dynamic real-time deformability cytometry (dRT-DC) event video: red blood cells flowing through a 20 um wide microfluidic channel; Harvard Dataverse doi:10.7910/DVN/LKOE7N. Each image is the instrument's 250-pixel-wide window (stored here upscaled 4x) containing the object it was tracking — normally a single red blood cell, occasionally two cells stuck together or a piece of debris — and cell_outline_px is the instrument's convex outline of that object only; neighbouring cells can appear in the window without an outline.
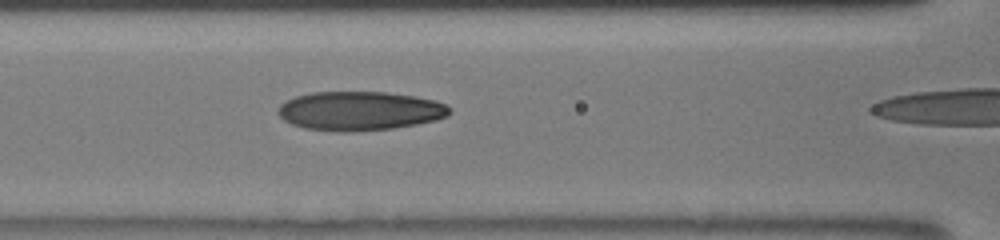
{"species": "human", "species_latin": "Homo sapiens", "temperature_condition": "room temperature", "stored_images_in_passage": 23, "camera_frame_rate_fps": 3000, "um_per_image_px": 0.085, "donor": {"sex": "male"}, "frame": {"image": 1, "passage_image": 22, "time_ms": 7.333, "image_size_px": [1000, 240], "cell_outline_px": [[452, 112], [448, 116], [436, 120], [416, 124], [392, 128], [352, 132], [340, 132], [304, 128], [292, 124], [284, 120], [276, 112], [280, 104], [296, 96], [312, 92], [388, 92], [416, 96], [436, 100], [448, 104], [452, 108]], "centroid_in_image_um": [30.62, 9.42], "position_along_channel_um": 136.0, "area_um2": 39.36}}